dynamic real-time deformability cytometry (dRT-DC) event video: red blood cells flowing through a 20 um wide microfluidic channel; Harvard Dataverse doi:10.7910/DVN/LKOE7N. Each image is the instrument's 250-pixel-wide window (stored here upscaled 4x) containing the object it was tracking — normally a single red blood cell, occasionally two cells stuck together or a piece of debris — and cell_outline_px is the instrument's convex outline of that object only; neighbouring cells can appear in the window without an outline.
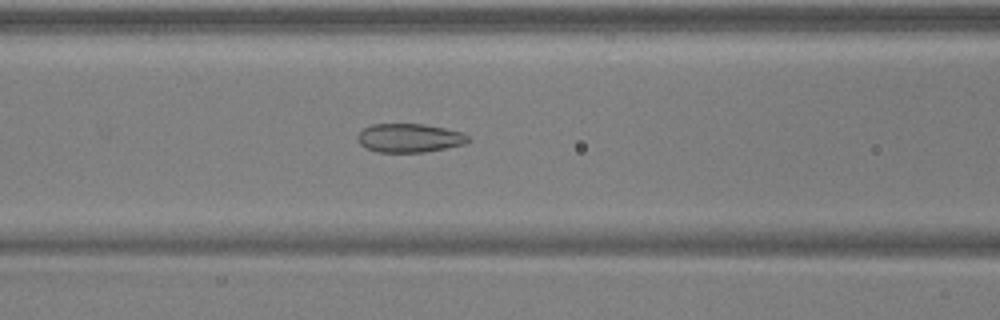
{"species": "common noctule bat (a hibernating species)", "species_latin": "Nyctalus noctula", "temperature_condition": "warm", "stored_images_in_passage": 47, "camera_frame_rate_fps": 3000, "um_per_image_px": 0.085, "animal": {"sex": "male", "body_mass_g": 17.9, "forearm_length_mm": 54.2}, "frame": {"image": 1, "passage_image": 22, "time_ms": 7.0, "image_size_px": [1000, 320], "cell_outline_px": [[472, 140], [464, 144], [424, 152], [376, 152], [360, 144], [356, 136], [364, 128], [372, 124], [424, 124], [464, 132]], "centroid_in_image_um": [34.82, 11.72], "position_along_channel_um": 131.8, "area_um2": 18.5}}
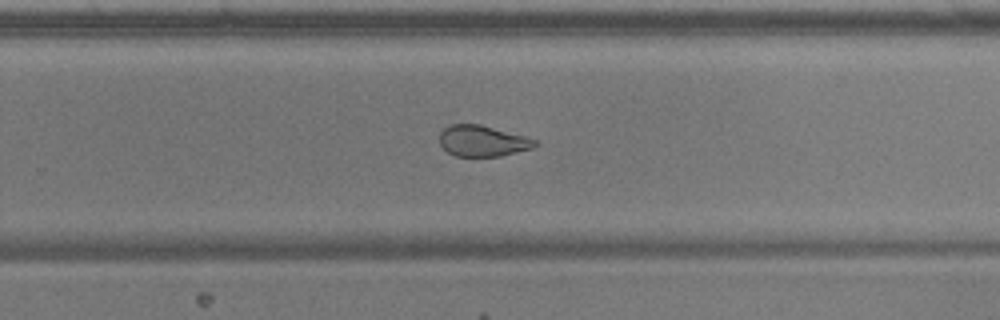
{"frame": {"image": 2, "passage_image": 34, "time_ms": 11.0, "image_size_px": [1000, 320], "cell_outline_px": [[536, 144], [532, 148], [500, 156], [456, 156], [448, 152], [440, 144], [440, 132], [448, 124], [480, 124], [524, 136], [536, 140]], "centroid_in_image_um": [40.98, 11.97], "position_along_channel_um": 288.8, "area_um2": 17.05}}
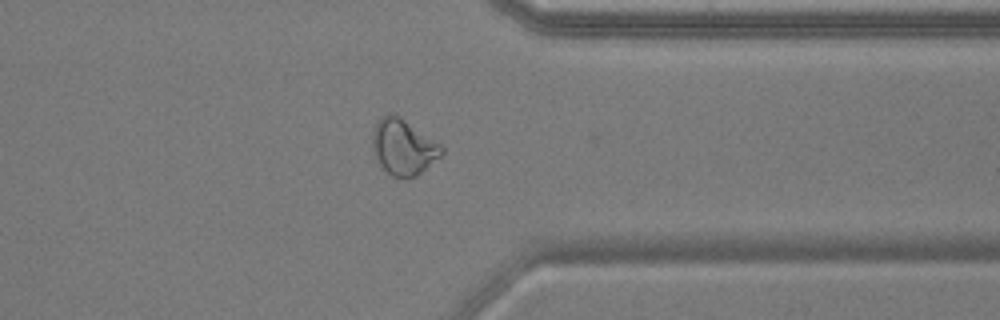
{"frame": {"image": 3, "passage_image": 41, "time_ms": 13.333, "image_size_px": [1000, 320], "cell_outline_px": [[444, 152], [440, 156], [416, 176], [392, 176], [376, 160], [372, 148], [372, 136], [376, 120], [380, 116], [388, 112], [396, 112], [440, 144], [444, 148]], "centroid_in_image_um": [34.25, 12.42], "position_along_channel_um": 377.2, "area_um2": 22.54}, "authors_computed_cell_mechanics": {"area_um2": 21.2126, "velocity_mm_per_s": 3.931, "shape_relaxation_time_tau1_ms": null, "shape_relaxation_time_tau2_ms": 1.0201, "deformation_change_tau1": null, "deformation_change_tau2": 0.0712}}